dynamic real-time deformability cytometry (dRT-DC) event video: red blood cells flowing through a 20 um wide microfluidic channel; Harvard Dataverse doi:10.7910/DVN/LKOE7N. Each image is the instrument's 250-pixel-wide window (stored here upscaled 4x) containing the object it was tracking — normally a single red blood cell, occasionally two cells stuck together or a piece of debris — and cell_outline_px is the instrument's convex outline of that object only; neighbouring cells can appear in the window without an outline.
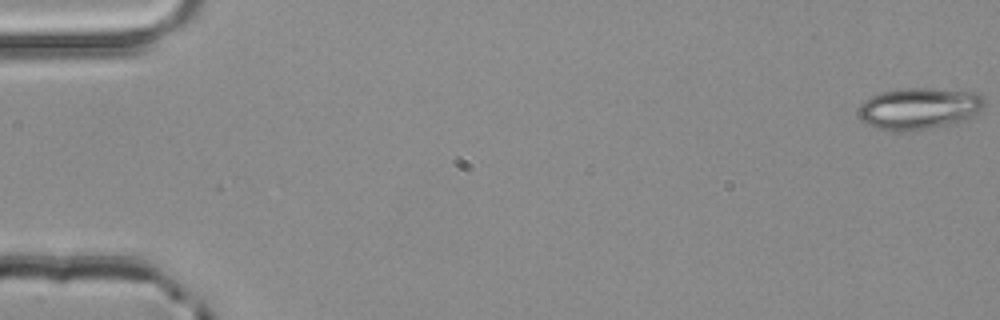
{"species": "common noctule bat (a hibernating species)", "species_latin": "Nyctalus noctula", "temperature_condition": "room temperature", "stored_images_in_passage": 5, "camera_frame_rate_fps": 3000, "um_per_image_px": 0.085, "animal": {"sex": "male", "body_mass_g": 20.4}, "frame": {"image": 1, "passage_image": 1, "time_ms": 0.0, "image_size_px": [1000, 320], "cell_outline_px": [[984, 108], [968, 120], [956, 124], [904, 132], [888, 132], [876, 128], [860, 120], [860, 104], [872, 96], [880, 92], [896, 88], [932, 88], [980, 92], [984, 96]], "centroid_in_image_um": [78.18, 9.23], "position_along_channel_um": 6.8, "area_um2": 31.39}}
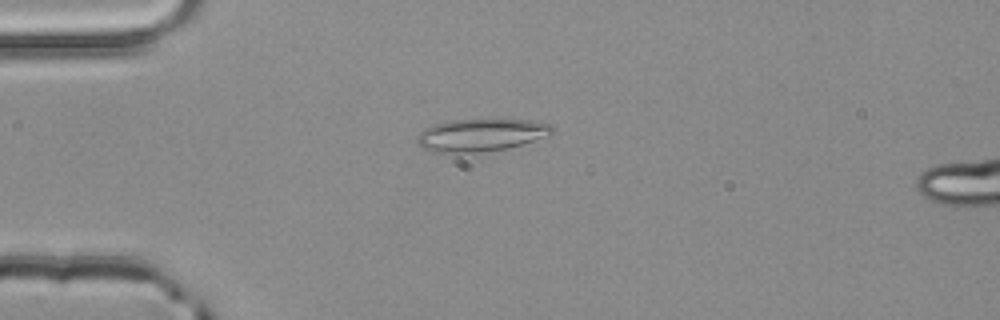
{"frame": {"image": 2, "passage_image": 4, "time_ms": 1.0, "image_size_px": [1000, 320], "cell_outline_px": [[552, 136], [508, 148], [476, 152], [436, 152], [424, 148], [416, 140], [416, 136], [424, 128], [448, 120], [532, 120], [548, 124], [552, 128]], "centroid_in_image_um": [40.9, 11.47], "position_along_channel_um": 44.1, "area_um2": 25.37}}